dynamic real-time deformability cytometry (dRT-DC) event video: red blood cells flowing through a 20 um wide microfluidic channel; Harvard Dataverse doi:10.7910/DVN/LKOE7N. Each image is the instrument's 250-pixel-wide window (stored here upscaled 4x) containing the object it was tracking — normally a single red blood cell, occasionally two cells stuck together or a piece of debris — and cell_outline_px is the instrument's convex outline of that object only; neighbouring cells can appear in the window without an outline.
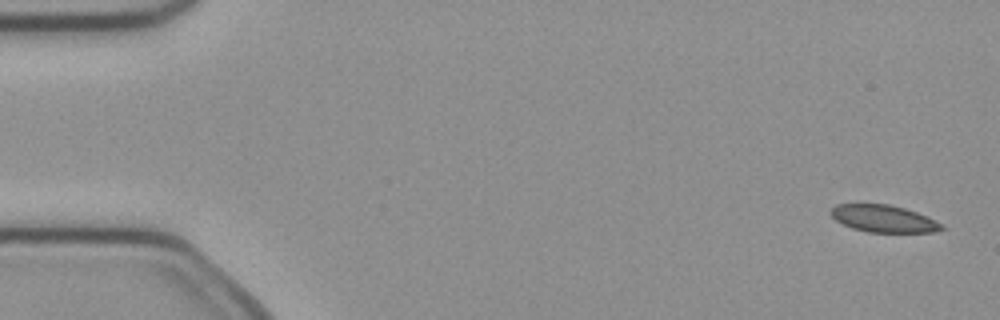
{"species": "common noctule bat (a hibernating species)", "species_latin": "Nyctalus noctula", "temperature_condition": "cold", "stored_images_in_passage": 9, "camera_frame_rate_fps": 3000, "um_per_image_px": 0.085, "animal": {"sex": "female", "body_mass_g": 21.9}, "frame": {"image": 1, "passage_image": 1, "time_ms": 0.0, "image_size_px": [1000, 320], "cell_outline_px": [[944, 228], [936, 232], [868, 232], [852, 228], [836, 220], [828, 212], [836, 204], [888, 204], [904, 208], [916, 212], [940, 224]], "centroid_in_image_um": [75.04, 18.58], "position_along_channel_um": 10.0, "area_um2": 17.22}}